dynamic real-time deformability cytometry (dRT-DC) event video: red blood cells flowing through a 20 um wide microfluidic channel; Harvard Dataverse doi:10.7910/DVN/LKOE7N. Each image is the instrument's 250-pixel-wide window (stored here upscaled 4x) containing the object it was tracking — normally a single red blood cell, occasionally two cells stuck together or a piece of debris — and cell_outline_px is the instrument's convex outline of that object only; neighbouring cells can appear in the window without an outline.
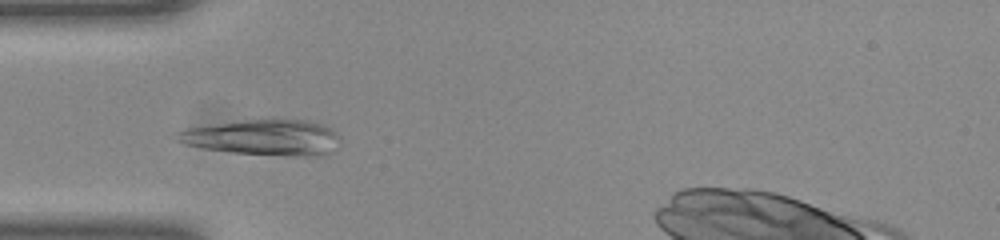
{"species": "common noctule bat (a hibernating species)", "species_latin": "Nyctalus noctula", "temperature_condition": "room temperature", "stored_images_in_passage": 35, "camera_frame_rate_fps": 3000, "um_per_image_px": 0.085, "animal": {"sex": "female", "body_mass_g": 23.0, "forearm_length_mm": 53.4}, "frame": {"image": 1, "passage_image": 5, "time_ms": 1.333, "image_size_px": [1000, 240], "cell_outline_px": [[332, 136], [328, 152], [236, 152], [204, 148], [188, 144], [176, 140], [172, 136], [176, 132], [188, 128], [248, 120], [304, 120], [320, 124], [328, 128], [332, 132]], "centroid_in_image_um": [22.08, 11.6], "position_along_channel_um": 62.9, "area_um2": 30.46}}
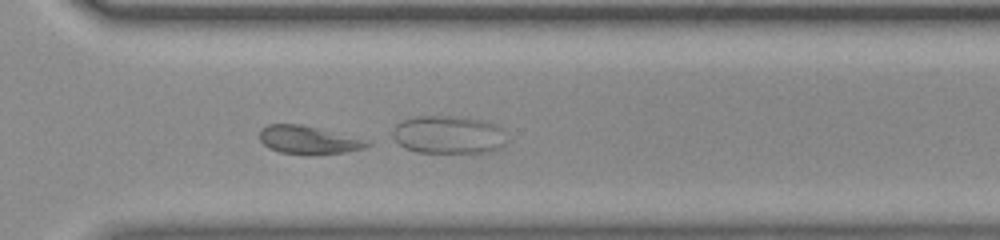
{"frame": {"image": 2, "passage_image": 26, "time_ms": 8.333, "image_size_px": [1000, 240], "cell_outline_px": [[372, 144], [364, 148], [344, 152], [312, 156], [280, 152], [268, 148], [260, 140], [260, 128], [268, 124], [300, 124], [372, 140]], "centroid_in_image_um": [26.25, 11.91], "position_along_channel_um": 344.3, "area_um2": 18.03}}